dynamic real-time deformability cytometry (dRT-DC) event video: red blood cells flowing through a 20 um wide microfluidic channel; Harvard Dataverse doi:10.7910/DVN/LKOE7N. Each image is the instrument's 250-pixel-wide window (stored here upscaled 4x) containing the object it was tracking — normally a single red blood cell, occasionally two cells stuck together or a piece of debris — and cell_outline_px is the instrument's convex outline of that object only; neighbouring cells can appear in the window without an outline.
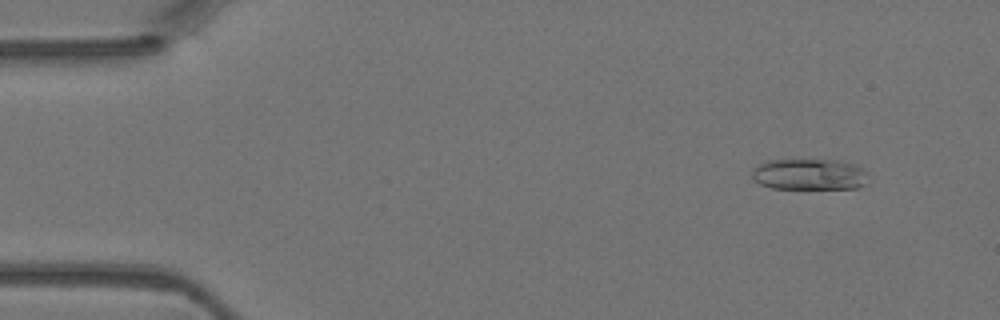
{"species": "Egyptian fruit bat (a non-hibernating species)", "species_latin": "Rousettus aegyptiacus", "temperature_condition": "warm", "stored_images_in_passage": 45, "camera_frame_rate_fps": 3000, "um_per_image_px": 0.085, "animal": {"sex": "female"}, "frame": {"image": 1, "passage_image": 4, "time_ms": 1.0, "image_size_px": [1000, 320], "cell_outline_px": [[864, 172], [860, 184], [856, 188], [772, 188], [760, 184], [752, 180], [752, 172], [760, 164], [768, 160], [836, 160], [852, 164], [860, 168]], "centroid_in_image_um": [68.66, 14.82], "position_along_channel_um": 16.3, "area_um2": 20.35}}
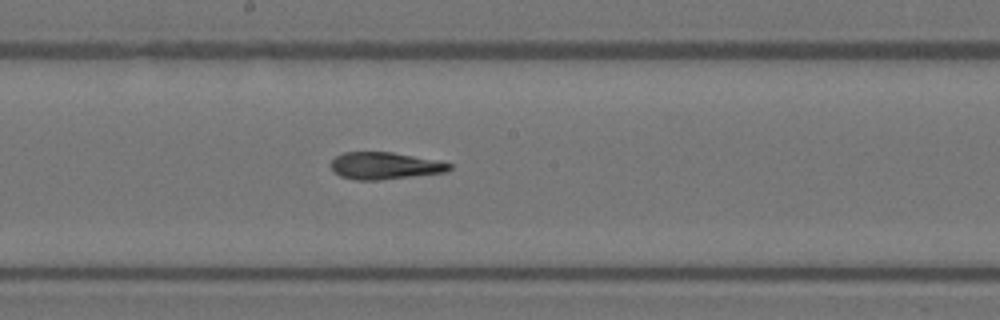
{"frame": {"image": 2, "passage_image": 24, "time_ms": 7.667, "image_size_px": [1000, 320], "cell_outline_px": [[452, 168], [448, 172], [380, 180], [356, 180], [340, 176], [332, 172], [332, 160], [336, 156], [344, 152], [392, 152], [436, 160], [452, 164]], "centroid_in_image_um": [32.71, 14.09], "position_along_channel_um": 215.5, "area_um2": 18.73}}
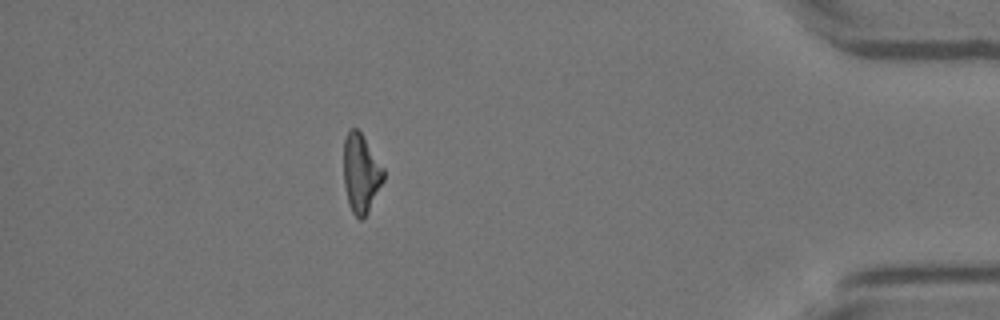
{"frame": {"image": 3, "passage_image": 40, "time_ms": 13.0, "image_size_px": [1000, 320], "cell_outline_px": [[384, 180], [364, 220], [360, 220], [352, 212], [348, 204], [344, 184], [344, 140], [348, 132], [352, 128], [356, 128], [360, 132], [384, 168]], "centroid_in_image_um": [30.68, 14.77], "position_along_channel_um": 404.5, "area_um2": 18.21}}